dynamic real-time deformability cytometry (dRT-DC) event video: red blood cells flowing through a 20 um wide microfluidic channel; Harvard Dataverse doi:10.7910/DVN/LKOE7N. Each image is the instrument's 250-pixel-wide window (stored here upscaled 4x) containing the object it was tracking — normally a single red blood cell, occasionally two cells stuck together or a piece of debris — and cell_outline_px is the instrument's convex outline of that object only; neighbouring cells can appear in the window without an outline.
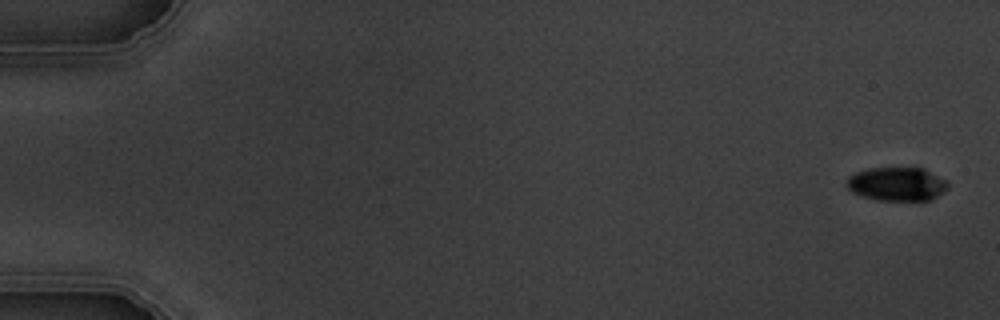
{"species": "common noctule bat (a hibernating species)", "species_latin": "Nyctalus noctula", "temperature_condition": "warm", "stored_images_in_passage": 9, "camera_frame_rate_fps": 3000, "um_per_image_px": 0.085, "animal": {"sex": "male", "body_mass_g": 19.5, "forearm_length_mm": 54.6}, "frame": {"image": 1, "passage_image": 1, "time_ms": 0.0, "image_size_px": [1000, 320], "cell_outline_px": [[948, 188], [944, 192], [932, 200], [876, 200], [860, 196], [852, 192], [844, 184], [848, 176], [856, 172], [868, 168], [924, 168], [948, 180]], "centroid_in_image_um": [76.24, 15.64], "position_along_channel_um": 8.8, "area_um2": 20.23}}
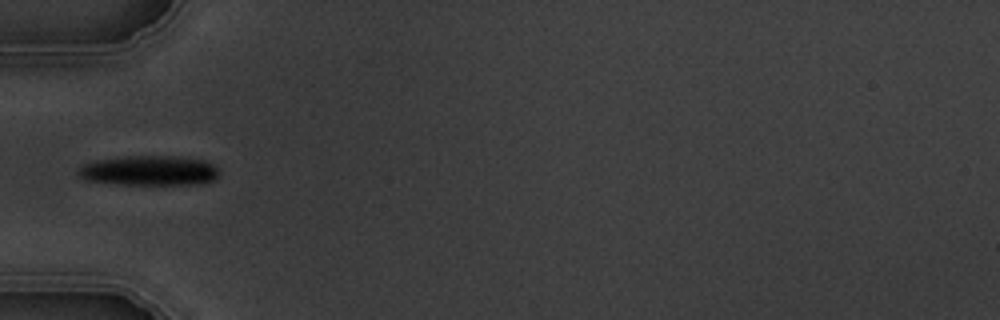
{"frame": {"image": 2, "passage_image": 6, "time_ms": 6.0, "image_size_px": [1000, 320], "cell_outline_px": [[220, 176], [216, 180], [204, 184], [116, 184], [84, 180], [76, 172], [84, 164], [96, 160], [124, 156], [172, 156], [204, 160], [212, 164], [220, 172]], "centroid_in_image_um": [12.71, 14.51], "position_along_channel_um": 72.3, "area_um2": 24.74}}